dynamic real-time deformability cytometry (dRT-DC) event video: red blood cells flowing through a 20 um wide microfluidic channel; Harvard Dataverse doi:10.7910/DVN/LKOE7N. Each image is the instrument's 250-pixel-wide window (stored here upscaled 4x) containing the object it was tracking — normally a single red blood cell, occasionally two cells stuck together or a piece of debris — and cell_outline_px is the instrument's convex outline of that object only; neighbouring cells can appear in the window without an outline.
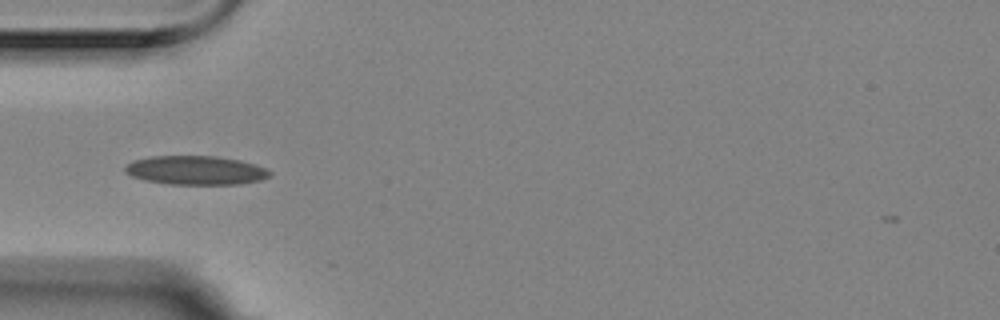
{"species": "Egyptian fruit bat (a non-hibernating species)", "species_latin": "Rousettus aegyptiacus", "temperature_condition": "room temperature", "stored_images_in_passage": 3, "camera_frame_rate_fps": 3000, "um_per_image_px": 0.085, "animal": {"sex": "female"}, "frame": {"image": 1, "passage_image": 3, "time_ms": 0.667, "image_size_px": [1000, 320], "cell_outline_px": [[272, 172], [268, 176], [260, 180], [240, 184], [172, 184], [148, 180], [132, 176], [124, 172], [124, 168], [132, 160], [152, 156], [216, 156], [240, 160], [264, 168]], "centroid_in_image_um": [16.62, 14.47], "position_along_channel_um": 68.4, "area_um2": 24.1}}